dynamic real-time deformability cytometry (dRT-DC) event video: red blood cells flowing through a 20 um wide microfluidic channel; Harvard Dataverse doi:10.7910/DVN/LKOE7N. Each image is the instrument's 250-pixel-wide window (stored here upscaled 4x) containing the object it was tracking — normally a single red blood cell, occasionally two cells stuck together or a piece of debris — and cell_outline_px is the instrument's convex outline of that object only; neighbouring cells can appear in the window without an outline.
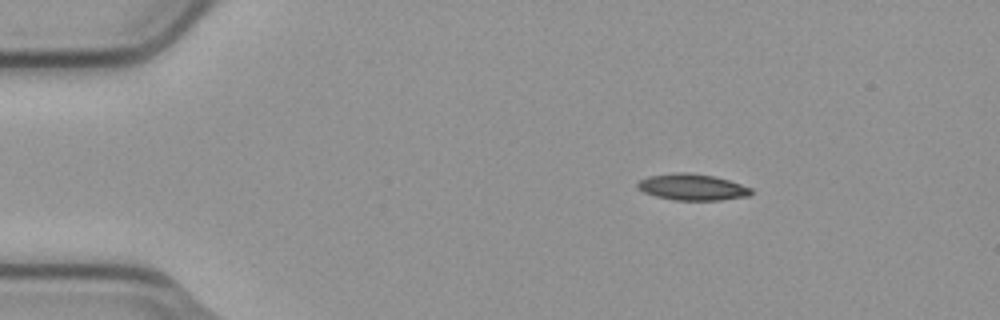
{"species": "common noctule bat (a hibernating species)", "species_latin": "Nyctalus noctula", "temperature_condition": "cold", "stored_images_in_passage": 3, "camera_frame_rate_fps": 3000, "um_per_image_px": 0.085, "animal": {"sex": "male", "body_mass_g": 23.1, "forearm_length_mm": 52.7}, "frame": {"image": 1, "passage_image": 1, "time_ms": 0.0, "image_size_px": [1000, 320], "cell_outline_px": [[752, 192], [748, 196], [720, 200], [676, 200], [656, 196], [644, 192], [636, 184], [640, 180], [648, 176], [676, 172], [688, 172], [712, 176], [728, 180], [752, 188]], "centroid_in_image_um": [58.84, 15.9], "position_along_channel_um": 26.2, "area_um2": 17.22}}